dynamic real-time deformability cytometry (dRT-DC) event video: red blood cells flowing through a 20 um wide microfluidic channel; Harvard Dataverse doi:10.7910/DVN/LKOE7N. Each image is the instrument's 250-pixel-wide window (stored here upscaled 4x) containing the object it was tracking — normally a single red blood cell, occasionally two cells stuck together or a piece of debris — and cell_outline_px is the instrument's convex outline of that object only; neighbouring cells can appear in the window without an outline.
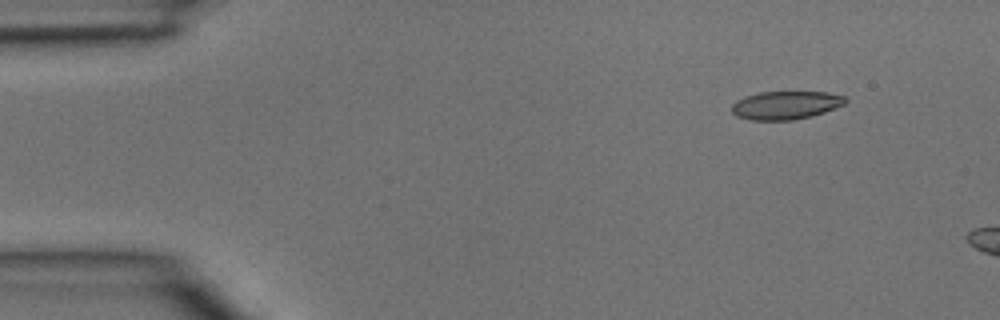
{"species": "common noctule bat (a hibernating species)", "species_latin": "Nyctalus noctula", "temperature_condition": "room temperature", "stored_images_in_passage": 2, "camera_frame_rate_fps": 3000, "um_per_image_px": 0.085, "animal": {"sex": "male", "body_mass_g": 15.6}, "frame": {"image": 1, "passage_image": 1, "time_ms": 0.0, "image_size_px": [1000, 320], "cell_outline_px": [[848, 100], [844, 104], [824, 112], [812, 116], [792, 120], [752, 120], [736, 116], [732, 112], [732, 104], [736, 100], [744, 96], [760, 92], [828, 92], [844, 96]], "centroid_in_image_um": [66.77, 8.94], "position_along_channel_um": 18.2, "area_um2": 18.73}}